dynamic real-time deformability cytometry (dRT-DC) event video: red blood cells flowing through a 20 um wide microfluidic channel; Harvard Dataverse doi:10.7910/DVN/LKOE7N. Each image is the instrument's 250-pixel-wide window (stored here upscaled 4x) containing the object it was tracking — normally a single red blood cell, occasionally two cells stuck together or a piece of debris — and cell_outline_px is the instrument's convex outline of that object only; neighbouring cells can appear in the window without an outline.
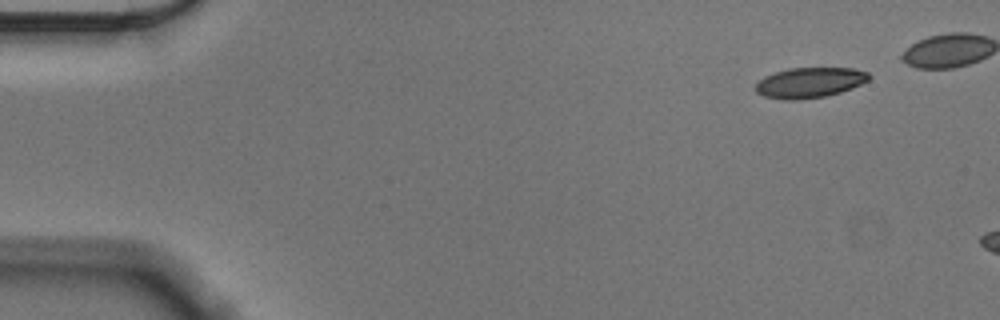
{"species": "Egyptian fruit bat (a non-hibernating species)", "species_latin": "Rousettus aegyptiacus", "temperature_condition": "cold", "stored_images_in_passage": 6, "camera_frame_rate_fps": 3000, "um_per_image_px": 0.085, "animal": {"sex": "male"}, "frame": {"image": 1, "passage_image": 1, "time_ms": 0.0, "image_size_px": [1000, 320], "cell_outline_px": [[872, 76], [868, 80], [852, 88], [840, 92], [824, 96], [796, 100], [784, 100], [764, 96], [756, 92], [756, 84], [764, 76], [788, 68], [852, 68], [868, 72]], "centroid_in_image_um": [68.82, 7.02], "position_along_channel_um": 16.2, "area_um2": 19.94}}